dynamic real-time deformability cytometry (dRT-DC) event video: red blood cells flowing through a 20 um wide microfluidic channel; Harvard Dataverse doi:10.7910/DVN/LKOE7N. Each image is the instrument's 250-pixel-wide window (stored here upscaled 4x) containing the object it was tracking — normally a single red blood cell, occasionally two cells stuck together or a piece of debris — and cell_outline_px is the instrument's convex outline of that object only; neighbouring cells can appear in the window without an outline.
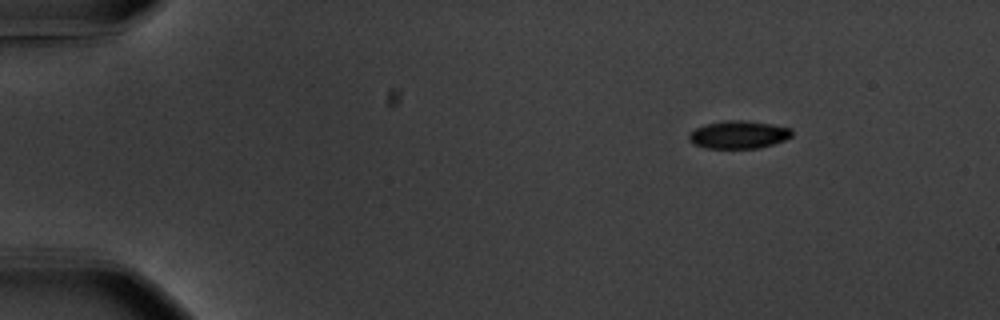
{"species": "common noctule bat (a hibernating species)", "species_latin": "Nyctalus noctula", "temperature_condition": "warm", "stored_images_in_passage": 12, "camera_frame_rate_fps": 3000, "um_per_image_px": 0.085, "animal": {"sex": "male", "body_mass_g": 20.1, "forearm_length_mm": 53.5}, "frame": {"image": 1, "passage_image": 1, "time_ms": 0.0, "image_size_px": [1000, 320], "cell_outline_px": [[792, 136], [784, 140], [760, 148], [704, 148], [692, 144], [688, 140], [688, 132], [704, 124], [724, 120], [744, 120], [772, 124], [792, 128]], "centroid_in_image_um": [62.74, 11.44], "position_along_channel_um": 22.3, "area_um2": 16.94}}
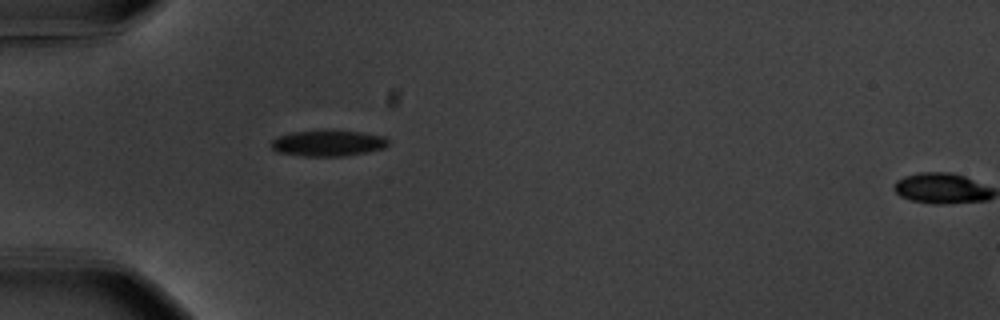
{"frame": {"image": 2, "passage_image": 11, "time_ms": 3.333, "image_size_px": [1000, 320], "cell_outline_px": [[388, 144], [384, 148], [368, 152], [344, 156], [300, 156], [276, 152], [272, 148], [272, 140], [276, 136], [292, 132], [364, 132], [384, 136], [388, 140]], "centroid_in_image_um": [27.87, 12.2], "position_along_channel_um": 57.1, "area_um2": 17.4}}